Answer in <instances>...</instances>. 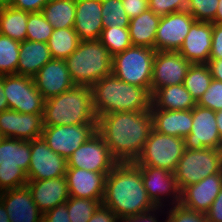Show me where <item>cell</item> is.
Wrapping results in <instances>:
<instances>
[{
  "instance_id": "49",
  "label": "cell",
  "mask_w": 222,
  "mask_h": 222,
  "mask_svg": "<svg viewBox=\"0 0 222 222\" xmlns=\"http://www.w3.org/2000/svg\"><path fill=\"white\" fill-rule=\"evenodd\" d=\"M159 207H157L155 210L153 211H149L147 213L144 214H140L136 217H125V218H119V222H157L158 220L156 219L155 214L151 213V212H156V210H158ZM153 214V215H151Z\"/></svg>"
},
{
  "instance_id": "46",
  "label": "cell",
  "mask_w": 222,
  "mask_h": 222,
  "mask_svg": "<svg viewBox=\"0 0 222 222\" xmlns=\"http://www.w3.org/2000/svg\"><path fill=\"white\" fill-rule=\"evenodd\" d=\"M119 218L115 213L102 203L96 209L88 222H118Z\"/></svg>"
},
{
  "instance_id": "55",
  "label": "cell",
  "mask_w": 222,
  "mask_h": 222,
  "mask_svg": "<svg viewBox=\"0 0 222 222\" xmlns=\"http://www.w3.org/2000/svg\"><path fill=\"white\" fill-rule=\"evenodd\" d=\"M15 0H0V8L13 6Z\"/></svg>"
},
{
  "instance_id": "3",
  "label": "cell",
  "mask_w": 222,
  "mask_h": 222,
  "mask_svg": "<svg viewBox=\"0 0 222 222\" xmlns=\"http://www.w3.org/2000/svg\"><path fill=\"white\" fill-rule=\"evenodd\" d=\"M91 89L97 117L114 112H147L152 106L147 88L123 82L113 74L98 80Z\"/></svg>"
},
{
  "instance_id": "50",
  "label": "cell",
  "mask_w": 222,
  "mask_h": 222,
  "mask_svg": "<svg viewBox=\"0 0 222 222\" xmlns=\"http://www.w3.org/2000/svg\"><path fill=\"white\" fill-rule=\"evenodd\" d=\"M207 64L213 79L222 82V59H209Z\"/></svg>"
},
{
  "instance_id": "26",
  "label": "cell",
  "mask_w": 222,
  "mask_h": 222,
  "mask_svg": "<svg viewBox=\"0 0 222 222\" xmlns=\"http://www.w3.org/2000/svg\"><path fill=\"white\" fill-rule=\"evenodd\" d=\"M153 129L161 134L185 138L190 134L193 118L192 110L150 109Z\"/></svg>"
},
{
  "instance_id": "15",
  "label": "cell",
  "mask_w": 222,
  "mask_h": 222,
  "mask_svg": "<svg viewBox=\"0 0 222 222\" xmlns=\"http://www.w3.org/2000/svg\"><path fill=\"white\" fill-rule=\"evenodd\" d=\"M191 63L178 51H156L153 60L150 92L161 87L183 84Z\"/></svg>"
},
{
  "instance_id": "13",
  "label": "cell",
  "mask_w": 222,
  "mask_h": 222,
  "mask_svg": "<svg viewBox=\"0 0 222 222\" xmlns=\"http://www.w3.org/2000/svg\"><path fill=\"white\" fill-rule=\"evenodd\" d=\"M192 118L193 124L190 134L184 138L185 149H222L216 112L196 104L192 109Z\"/></svg>"
},
{
  "instance_id": "7",
  "label": "cell",
  "mask_w": 222,
  "mask_h": 222,
  "mask_svg": "<svg viewBox=\"0 0 222 222\" xmlns=\"http://www.w3.org/2000/svg\"><path fill=\"white\" fill-rule=\"evenodd\" d=\"M155 53L153 48L132 45L112 57V74L150 91Z\"/></svg>"
},
{
  "instance_id": "56",
  "label": "cell",
  "mask_w": 222,
  "mask_h": 222,
  "mask_svg": "<svg viewBox=\"0 0 222 222\" xmlns=\"http://www.w3.org/2000/svg\"><path fill=\"white\" fill-rule=\"evenodd\" d=\"M3 136H2V134H1V132H0V143L2 142V140H3Z\"/></svg>"
},
{
  "instance_id": "45",
  "label": "cell",
  "mask_w": 222,
  "mask_h": 222,
  "mask_svg": "<svg viewBox=\"0 0 222 222\" xmlns=\"http://www.w3.org/2000/svg\"><path fill=\"white\" fill-rule=\"evenodd\" d=\"M67 212V202L45 212L43 217L47 222H71Z\"/></svg>"
},
{
  "instance_id": "18",
  "label": "cell",
  "mask_w": 222,
  "mask_h": 222,
  "mask_svg": "<svg viewBox=\"0 0 222 222\" xmlns=\"http://www.w3.org/2000/svg\"><path fill=\"white\" fill-rule=\"evenodd\" d=\"M32 78L37 90L45 100L60 95L75 86L65 59H51Z\"/></svg>"
},
{
  "instance_id": "24",
  "label": "cell",
  "mask_w": 222,
  "mask_h": 222,
  "mask_svg": "<svg viewBox=\"0 0 222 222\" xmlns=\"http://www.w3.org/2000/svg\"><path fill=\"white\" fill-rule=\"evenodd\" d=\"M26 186L32 193L33 201L44 214L69 199L66 177L47 180H28Z\"/></svg>"
},
{
  "instance_id": "47",
  "label": "cell",
  "mask_w": 222,
  "mask_h": 222,
  "mask_svg": "<svg viewBox=\"0 0 222 222\" xmlns=\"http://www.w3.org/2000/svg\"><path fill=\"white\" fill-rule=\"evenodd\" d=\"M48 1L49 0H15L12 7L30 13L41 12Z\"/></svg>"
},
{
  "instance_id": "6",
  "label": "cell",
  "mask_w": 222,
  "mask_h": 222,
  "mask_svg": "<svg viewBox=\"0 0 222 222\" xmlns=\"http://www.w3.org/2000/svg\"><path fill=\"white\" fill-rule=\"evenodd\" d=\"M31 141L3 138L0 143V192L26 186Z\"/></svg>"
},
{
  "instance_id": "21",
  "label": "cell",
  "mask_w": 222,
  "mask_h": 222,
  "mask_svg": "<svg viewBox=\"0 0 222 222\" xmlns=\"http://www.w3.org/2000/svg\"><path fill=\"white\" fill-rule=\"evenodd\" d=\"M0 201L10 222H39L43 217L27 186L1 191Z\"/></svg>"
},
{
  "instance_id": "5",
  "label": "cell",
  "mask_w": 222,
  "mask_h": 222,
  "mask_svg": "<svg viewBox=\"0 0 222 222\" xmlns=\"http://www.w3.org/2000/svg\"><path fill=\"white\" fill-rule=\"evenodd\" d=\"M65 62L75 86L91 88L98 80L112 74V56L99 40L80 41Z\"/></svg>"
},
{
  "instance_id": "53",
  "label": "cell",
  "mask_w": 222,
  "mask_h": 222,
  "mask_svg": "<svg viewBox=\"0 0 222 222\" xmlns=\"http://www.w3.org/2000/svg\"><path fill=\"white\" fill-rule=\"evenodd\" d=\"M0 222H10L9 215L6 212L4 204L0 201Z\"/></svg>"
},
{
  "instance_id": "38",
  "label": "cell",
  "mask_w": 222,
  "mask_h": 222,
  "mask_svg": "<svg viewBox=\"0 0 222 222\" xmlns=\"http://www.w3.org/2000/svg\"><path fill=\"white\" fill-rule=\"evenodd\" d=\"M26 30V40L48 43L53 32V26L41 12H33L29 13Z\"/></svg>"
},
{
  "instance_id": "9",
  "label": "cell",
  "mask_w": 222,
  "mask_h": 222,
  "mask_svg": "<svg viewBox=\"0 0 222 222\" xmlns=\"http://www.w3.org/2000/svg\"><path fill=\"white\" fill-rule=\"evenodd\" d=\"M185 150L184 138L161 134L154 129L135 163L174 172Z\"/></svg>"
},
{
  "instance_id": "31",
  "label": "cell",
  "mask_w": 222,
  "mask_h": 222,
  "mask_svg": "<svg viewBox=\"0 0 222 222\" xmlns=\"http://www.w3.org/2000/svg\"><path fill=\"white\" fill-rule=\"evenodd\" d=\"M29 13L12 6L1 8L0 34L20 42L26 40Z\"/></svg>"
},
{
  "instance_id": "40",
  "label": "cell",
  "mask_w": 222,
  "mask_h": 222,
  "mask_svg": "<svg viewBox=\"0 0 222 222\" xmlns=\"http://www.w3.org/2000/svg\"><path fill=\"white\" fill-rule=\"evenodd\" d=\"M197 105L215 112L222 111V82L212 79L209 88L199 99Z\"/></svg>"
},
{
  "instance_id": "27",
  "label": "cell",
  "mask_w": 222,
  "mask_h": 222,
  "mask_svg": "<svg viewBox=\"0 0 222 222\" xmlns=\"http://www.w3.org/2000/svg\"><path fill=\"white\" fill-rule=\"evenodd\" d=\"M51 59L47 43L24 40L20 43L17 75L33 77Z\"/></svg>"
},
{
  "instance_id": "51",
  "label": "cell",
  "mask_w": 222,
  "mask_h": 222,
  "mask_svg": "<svg viewBox=\"0 0 222 222\" xmlns=\"http://www.w3.org/2000/svg\"><path fill=\"white\" fill-rule=\"evenodd\" d=\"M8 109V102L3 92V75H0V112Z\"/></svg>"
},
{
  "instance_id": "54",
  "label": "cell",
  "mask_w": 222,
  "mask_h": 222,
  "mask_svg": "<svg viewBox=\"0 0 222 222\" xmlns=\"http://www.w3.org/2000/svg\"><path fill=\"white\" fill-rule=\"evenodd\" d=\"M216 121H217V127L219 131V135L222 140V111L216 112Z\"/></svg>"
},
{
  "instance_id": "33",
  "label": "cell",
  "mask_w": 222,
  "mask_h": 222,
  "mask_svg": "<svg viewBox=\"0 0 222 222\" xmlns=\"http://www.w3.org/2000/svg\"><path fill=\"white\" fill-rule=\"evenodd\" d=\"M212 79L208 64H191L187 70L183 85L197 103L209 88Z\"/></svg>"
},
{
  "instance_id": "37",
  "label": "cell",
  "mask_w": 222,
  "mask_h": 222,
  "mask_svg": "<svg viewBox=\"0 0 222 222\" xmlns=\"http://www.w3.org/2000/svg\"><path fill=\"white\" fill-rule=\"evenodd\" d=\"M102 200L89 198H76L69 196L67 200V212L71 222H88Z\"/></svg>"
},
{
  "instance_id": "20",
  "label": "cell",
  "mask_w": 222,
  "mask_h": 222,
  "mask_svg": "<svg viewBox=\"0 0 222 222\" xmlns=\"http://www.w3.org/2000/svg\"><path fill=\"white\" fill-rule=\"evenodd\" d=\"M222 188V172L203 178L180 191V204L187 209L206 213Z\"/></svg>"
},
{
  "instance_id": "8",
  "label": "cell",
  "mask_w": 222,
  "mask_h": 222,
  "mask_svg": "<svg viewBox=\"0 0 222 222\" xmlns=\"http://www.w3.org/2000/svg\"><path fill=\"white\" fill-rule=\"evenodd\" d=\"M222 172V149H185L174 176L178 189L200 182L203 178Z\"/></svg>"
},
{
  "instance_id": "39",
  "label": "cell",
  "mask_w": 222,
  "mask_h": 222,
  "mask_svg": "<svg viewBox=\"0 0 222 222\" xmlns=\"http://www.w3.org/2000/svg\"><path fill=\"white\" fill-rule=\"evenodd\" d=\"M219 0H188L186 10L196 21L212 22L215 19Z\"/></svg>"
},
{
  "instance_id": "48",
  "label": "cell",
  "mask_w": 222,
  "mask_h": 222,
  "mask_svg": "<svg viewBox=\"0 0 222 222\" xmlns=\"http://www.w3.org/2000/svg\"><path fill=\"white\" fill-rule=\"evenodd\" d=\"M205 214L208 222H222V188Z\"/></svg>"
},
{
  "instance_id": "29",
  "label": "cell",
  "mask_w": 222,
  "mask_h": 222,
  "mask_svg": "<svg viewBox=\"0 0 222 222\" xmlns=\"http://www.w3.org/2000/svg\"><path fill=\"white\" fill-rule=\"evenodd\" d=\"M195 100L183 84L161 87L152 94V105L163 110H192Z\"/></svg>"
},
{
  "instance_id": "17",
  "label": "cell",
  "mask_w": 222,
  "mask_h": 222,
  "mask_svg": "<svg viewBox=\"0 0 222 222\" xmlns=\"http://www.w3.org/2000/svg\"><path fill=\"white\" fill-rule=\"evenodd\" d=\"M43 130V114H26L11 109L0 112V132L5 138L31 141L41 137Z\"/></svg>"
},
{
  "instance_id": "10",
  "label": "cell",
  "mask_w": 222,
  "mask_h": 222,
  "mask_svg": "<svg viewBox=\"0 0 222 222\" xmlns=\"http://www.w3.org/2000/svg\"><path fill=\"white\" fill-rule=\"evenodd\" d=\"M3 92L9 109L26 114H44L45 99L32 77L3 75Z\"/></svg>"
},
{
  "instance_id": "14",
  "label": "cell",
  "mask_w": 222,
  "mask_h": 222,
  "mask_svg": "<svg viewBox=\"0 0 222 222\" xmlns=\"http://www.w3.org/2000/svg\"><path fill=\"white\" fill-rule=\"evenodd\" d=\"M67 168V159L49 148L42 136L31 140V159L26 173L28 180L63 177Z\"/></svg>"
},
{
  "instance_id": "35",
  "label": "cell",
  "mask_w": 222,
  "mask_h": 222,
  "mask_svg": "<svg viewBox=\"0 0 222 222\" xmlns=\"http://www.w3.org/2000/svg\"><path fill=\"white\" fill-rule=\"evenodd\" d=\"M99 41L107 48L112 57L132 46L128 27L103 28Z\"/></svg>"
},
{
  "instance_id": "57",
  "label": "cell",
  "mask_w": 222,
  "mask_h": 222,
  "mask_svg": "<svg viewBox=\"0 0 222 222\" xmlns=\"http://www.w3.org/2000/svg\"><path fill=\"white\" fill-rule=\"evenodd\" d=\"M39 222H47L44 217Z\"/></svg>"
},
{
  "instance_id": "11",
  "label": "cell",
  "mask_w": 222,
  "mask_h": 222,
  "mask_svg": "<svg viewBox=\"0 0 222 222\" xmlns=\"http://www.w3.org/2000/svg\"><path fill=\"white\" fill-rule=\"evenodd\" d=\"M68 168H81L108 175L118 161L113 157L107 144L96 131L67 159Z\"/></svg>"
},
{
  "instance_id": "41",
  "label": "cell",
  "mask_w": 222,
  "mask_h": 222,
  "mask_svg": "<svg viewBox=\"0 0 222 222\" xmlns=\"http://www.w3.org/2000/svg\"><path fill=\"white\" fill-rule=\"evenodd\" d=\"M168 213L165 222H208L206 214L187 209L180 203L174 205Z\"/></svg>"
},
{
  "instance_id": "36",
  "label": "cell",
  "mask_w": 222,
  "mask_h": 222,
  "mask_svg": "<svg viewBox=\"0 0 222 222\" xmlns=\"http://www.w3.org/2000/svg\"><path fill=\"white\" fill-rule=\"evenodd\" d=\"M103 28L129 26L130 18L121 0H101Z\"/></svg>"
},
{
  "instance_id": "52",
  "label": "cell",
  "mask_w": 222,
  "mask_h": 222,
  "mask_svg": "<svg viewBox=\"0 0 222 222\" xmlns=\"http://www.w3.org/2000/svg\"><path fill=\"white\" fill-rule=\"evenodd\" d=\"M213 24H222V0L218 2V9L216 12L215 19L212 21Z\"/></svg>"
},
{
  "instance_id": "16",
  "label": "cell",
  "mask_w": 222,
  "mask_h": 222,
  "mask_svg": "<svg viewBox=\"0 0 222 222\" xmlns=\"http://www.w3.org/2000/svg\"><path fill=\"white\" fill-rule=\"evenodd\" d=\"M195 21L187 10L161 16L155 38V50L179 51Z\"/></svg>"
},
{
  "instance_id": "22",
  "label": "cell",
  "mask_w": 222,
  "mask_h": 222,
  "mask_svg": "<svg viewBox=\"0 0 222 222\" xmlns=\"http://www.w3.org/2000/svg\"><path fill=\"white\" fill-rule=\"evenodd\" d=\"M65 177L69 196L103 200L107 175L81 168H67Z\"/></svg>"
},
{
  "instance_id": "12",
  "label": "cell",
  "mask_w": 222,
  "mask_h": 222,
  "mask_svg": "<svg viewBox=\"0 0 222 222\" xmlns=\"http://www.w3.org/2000/svg\"><path fill=\"white\" fill-rule=\"evenodd\" d=\"M96 124L44 126L41 136L49 148L68 159L81 144L96 132Z\"/></svg>"
},
{
  "instance_id": "4",
  "label": "cell",
  "mask_w": 222,
  "mask_h": 222,
  "mask_svg": "<svg viewBox=\"0 0 222 222\" xmlns=\"http://www.w3.org/2000/svg\"><path fill=\"white\" fill-rule=\"evenodd\" d=\"M97 118L90 87L74 86L45 100L44 126L97 123Z\"/></svg>"
},
{
  "instance_id": "19",
  "label": "cell",
  "mask_w": 222,
  "mask_h": 222,
  "mask_svg": "<svg viewBox=\"0 0 222 222\" xmlns=\"http://www.w3.org/2000/svg\"><path fill=\"white\" fill-rule=\"evenodd\" d=\"M139 167L141 169L142 181L147 191L148 198L156 207L162 208V200L166 195L170 197L173 195V205L180 203V190L178 189L173 172L151 166Z\"/></svg>"
},
{
  "instance_id": "44",
  "label": "cell",
  "mask_w": 222,
  "mask_h": 222,
  "mask_svg": "<svg viewBox=\"0 0 222 222\" xmlns=\"http://www.w3.org/2000/svg\"><path fill=\"white\" fill-rule=\"evenodd\" d=\"M126 14L131 19L149 8L148 0H121Z\"/></svg>"
},
{
  "instance_id": "1",
  "label": "cell",
  "mask_w": 222,
  "mask_h": 222,
  "mask_svg": "<svg viewBox=\"0 0 222 222\" xmlns=\"http://www.w3.org/2000/svg\"><path fill=\"white\" fill-rule=\"evenodd\" d=\"M153 129L151 111L114 112L98 116L96 131L118 162H135Z\"/></svg>"
},
{
  "instance_id": "2",
  "label": "cell",
  "mask_w": 222,
  "mask_h": 222,
  "mask_svg": "<svg viewBox=\"0 0 222 222\" xmlns=\"http://www.w3.org/2000/svg\"><path fill=\"white\" fill-rule=\"evenodd\" d=\"M102 204L118 218L136 217L157 208L148 198L135 162H118L107 175Z\"/></svg>"
},
{
  "instance_id": "28",
  "label": "cell",
  "mask_w": 222,
  "mask_h": 222,
  "mask_svg": "<svg viewBox=\"0 0 222 222\" xmlns=\"http://www.w3.org/2000/svg\"><path fill=\"white\" fill-rule=\"evenodd\" d=\"M161 16L149 8L129 22V34L133 46L155 49V38Z\"/></svg>"
},
{
  "instance_id": "42",
  "label": "cell",
  "mask_w": 222,
  "mask_h": 222,
  "mask_svg": "<svg viewBox=\"0 0 222 222\" xmlns=\"http://www.w3.org/2000/svg\"><path fill=\"white\" fill-rule=\"evenodd\" d=\"M188 0H148V6L156 15L165 16L187 8Z\"/></svg>"
},
{
  "instance_id": "32",
  "label": "cell",
  "mask_w": 222,
  "mask_h": 222,
  "mask_svg": "<svg viewBox=\"0 0 222 222\" xmlns=\"http://www.w3.org/2000/svg\"><path fill=\"white\" fill-rule=\"evenodd\" d=\"M80 40L74 28L53 29L48 41L52 59H66L77 49Z\"/></svg>"
},
{
  "instance_id": "30",
  "label": "cell",
  "mask_w": 222,
  "mask_h": 222,
  "mask_svg": "<svg viewBox=\"0 0 222 222\" xmlns=\"http://www.w3.org/2000/svg\"><path fill=\"white\" fill-rule=\"evenodd\" d=\"M76 0H49L41 13L53 29L73 28Z\"/></svg>"
},
{
  "instance_id": "43",
  "label": "cell",
  "mask_w": 222,
  "mask_h": 222,
  "mask_svg": "<svg viewBox=\"0 0 222 222\" xmlns=\"http://www.w3.org/2000/svg\"><path fill=\"white\" fill-rule=\"evenodd\" d=\"M209 59H222V24L212 23V44Z\"/></svg>"
},
{
  "instance_id": "23",
  "label": "cell",
  "mask_w": 222,
  "mask_h": 222,
  "mask_svg": "<svg viewBox=\"0 0 222 222\" xmlns=\"http://www.w3.org/2000/svg\"><path fill=\"white\" fill-rule=\"evenodd\" d=\"M212 44V22L195 21L179 53L191 64H207Z\"/></svg>"
},
{
  "instance_id": "25",
  "label": "cell",
  "mask_w": 222,
  "mask_h": 222,
  "mask_svg": "<svg viewBox=\"0 0 222 222\" xmlns=\"http://www.w3.org/2000/svg\"><path fill=\"white\" fill-rule=\"evenodd\" d=\"M73 28L80 41L99 40L103 29L101 0H76Z\"/></svg>"
},
{
  "instance_id": "34",
  "label": "cell",
  "mask_w": 222,
  "mask_h": 222,
  "mask_svg": "<svg viewBox=\"0 0 222 222\" xmlns=\"http://www.w3.org/2000/svg\"><path fill=\"white\" fill-rule=\"evenodd\" d=\"M20 43L0 34V75L17 74Z\"/></svg>"
}]
</instances>
